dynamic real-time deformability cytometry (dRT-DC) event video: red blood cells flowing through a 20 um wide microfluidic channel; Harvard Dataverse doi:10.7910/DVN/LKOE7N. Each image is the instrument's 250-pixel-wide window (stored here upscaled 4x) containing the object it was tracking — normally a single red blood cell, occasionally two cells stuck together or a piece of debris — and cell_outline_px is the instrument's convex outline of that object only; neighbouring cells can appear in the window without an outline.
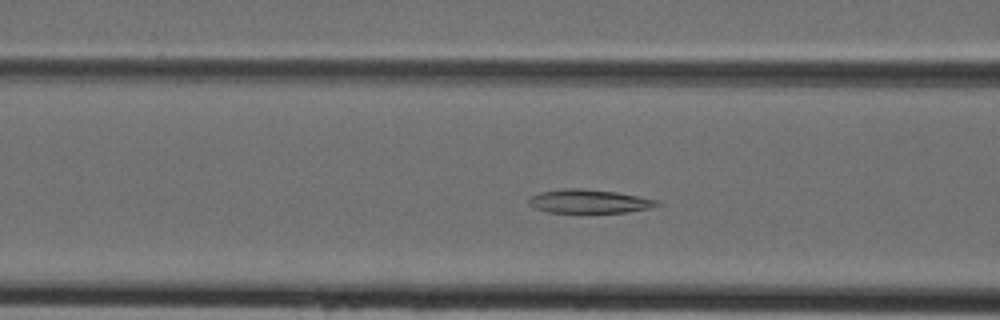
{"species": "Egyptian fruit bat (a non-hibernating species)", "species_latin": "Rousettus aegyptiacus", "temperature_condition": "cold", "stored_images_in_passage": 43, "camera_frame_rate_fps": 3000, "um_per_image_px": 0.085, "animal": {"sex": "female"}, "frame": {"image": 1, "passage_image": 15, "time_ms": 4.667, "image_size_px": [1000, 320], "cell_outline_px": [[660, 204], [652, 208], [628, 212], [548, 212], [532, 208], [528, 204], [528, 196], [540, 192], [564, 188], [580, 188], [616, 192], [660, 200]], "centroid_in_image_um": [50.04, 17.11], "position_along_channel_um": 116.6, "area_um2": 17.86}}
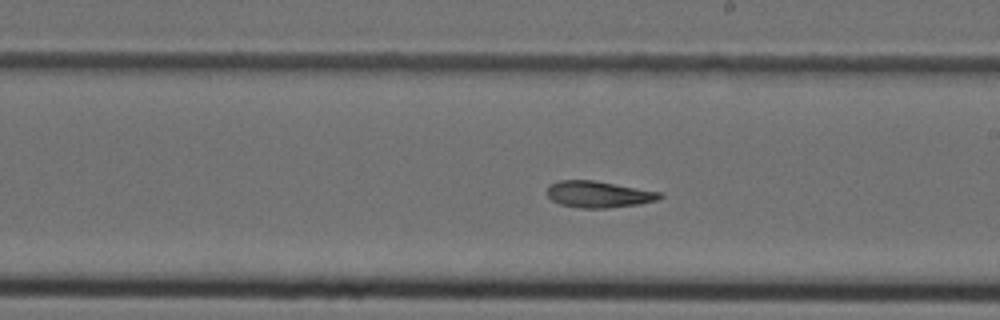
{"frame": {"image": 2, "passage_image": 23, "time_ms": 7.333, "image_size_px": [1000, 320], "cell_outline_px": [[664, 196], [656, 200], [640, 204], [608, 208], [580, 208], [560, 204], [552, 200], [544, 192], [548, 184], [560, 180], [592, 180], [664, 192]], "centroid_in_image_um": [50.87, 16.51], "position_along_channel_um": 238.1, "area_um2": 17.69}}
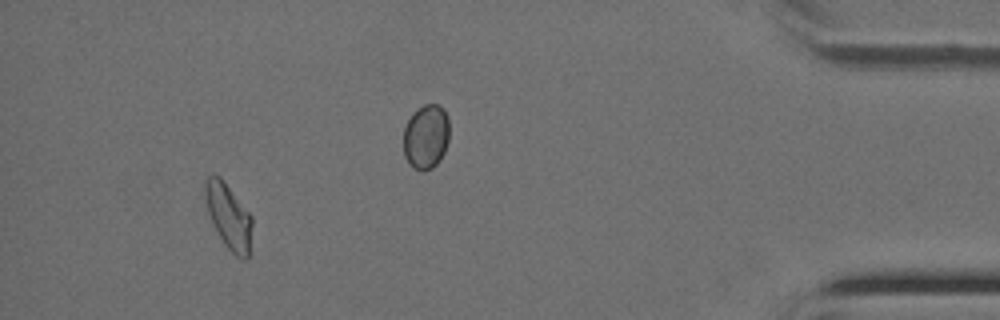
{"frame": {"image": 3, "passage_image": 39, "time_ms": 12.667, "image_size_px": [1000, 320], "cell_outline_px": [[252, 224], [248, 260], [240, 260], [224, 244], [212, 224], [208, 212], [204, 192], [204, 180], [208, 176], [220, 176], [252, 216]], "centroid_in_image_um": [19.43, 18.41], "position_along_channel_um": 415.8, "area_um2": 17.86}}